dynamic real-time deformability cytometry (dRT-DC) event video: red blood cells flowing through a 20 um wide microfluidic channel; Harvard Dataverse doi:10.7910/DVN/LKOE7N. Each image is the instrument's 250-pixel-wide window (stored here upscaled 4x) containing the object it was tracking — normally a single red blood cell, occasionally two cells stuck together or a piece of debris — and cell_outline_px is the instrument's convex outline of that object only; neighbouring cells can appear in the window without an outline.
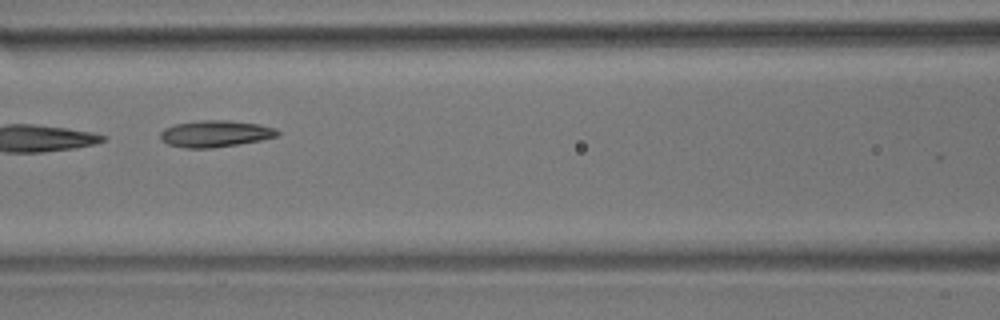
{"species": "common noctule bat (a hibernating species)", "species_latin": "Nyctalus noctula", "temperature_condition": "room temperature", "stored_images_in_passage": 10, "camera_frame_rate_fps": 3000, "um_per_image_px": 0.085, "animal": {"sex": "male", "body_mass_g": 17.9}, "frame": {"image": 1, "passage_image": 7, "time_ms": 7.333, "image_size_px": [1000, 320], "cell_outline_px": [[280, 136], [260, 140], [212, 148], [184, 148], [168, 144], [160, 140], [160, 132], [164, 128], [172, 124], [200, 120], [228, 120], [260, 124], [276, 128], [280, 132]], "centroid_in_image_um": [18.28, 11.35], "position_along_channel_um": 148.3, "area_um2": 18.38}}
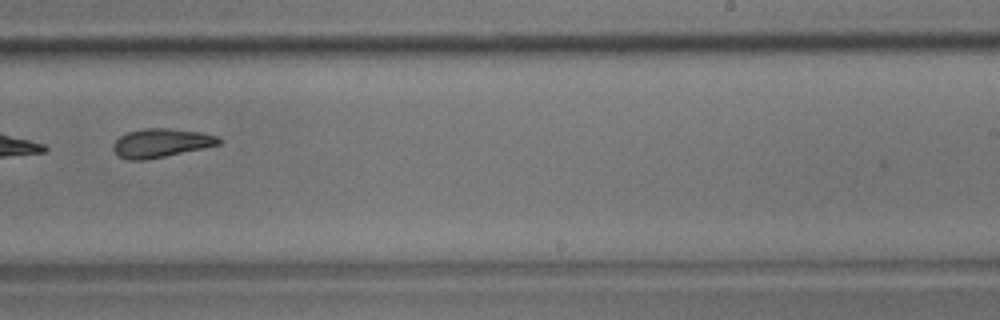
{"frame": {"image": 2, "passage_image": 10, "time_ms": 11.0, "image_size_px": [1000, 320], "cell_outline_px": [[224, 140], [220, 144], [164, 156], [144, 160], [128, 160], [120, 156], [112, 148], [112, 144], [120, 136], [128, 132], [144, 128], [168, 128], [200, 132], [216, 136]], "centroid_in_image_um": [13.68, 12.14], "position_along_channel_um": 275.3, "area_um2": 17.46}}